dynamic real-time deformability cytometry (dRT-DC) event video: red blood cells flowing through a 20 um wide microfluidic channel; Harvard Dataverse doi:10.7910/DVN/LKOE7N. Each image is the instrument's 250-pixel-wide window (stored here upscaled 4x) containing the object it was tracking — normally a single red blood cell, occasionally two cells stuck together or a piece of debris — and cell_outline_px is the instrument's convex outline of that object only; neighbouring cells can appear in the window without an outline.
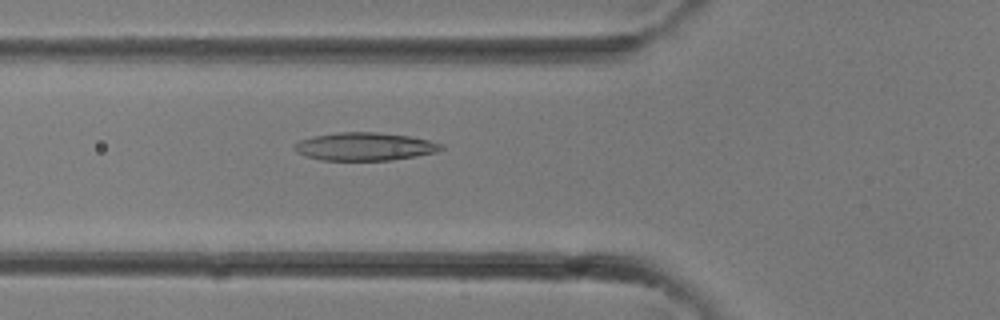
{"species": "common noctule bat (a hibernating species)", "species_latin": "Nyctalus noctula", "temperature_condition": "room temperature", "stored_images_in_passage": 25, "camera_frame_rate_fps": 3000, "um_per_image_px": 0.085, "animal": {"sex": "female"}, "frame": {"image": 1, "passage_image": 4, "time_ms": 1.0, "image_size_px": [1000, 320], "cell_outline_px": [[444, 148], [436, 152], [416, 156], [388, 160], [320, 160], [304, 156], [296, 152], [292, 148], [292, 144], [300, 140], [316, 136], [336, 132], [376, 132], [408, 136], [428, 140], [444, 144]], "centroid_in_image_um": [30.96, 12.46], "position_along_channel_um": 94.8, "area_um2": 23.99}}
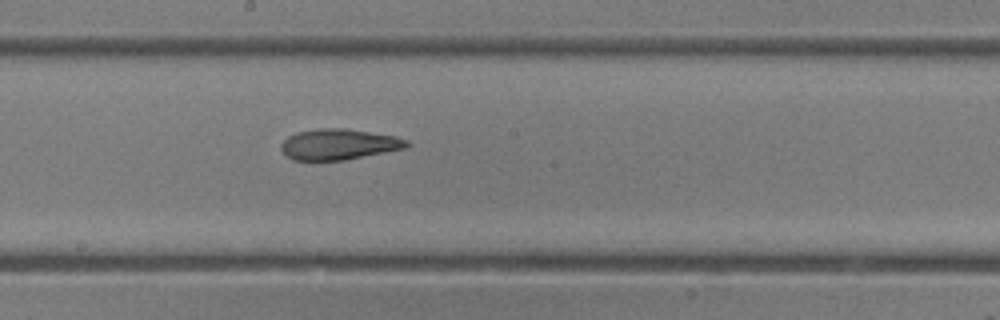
{"frame": {"image": 2, "passage_image": 10, "time_ms": 3.0, "image_size_px": [1000, 320], "cell_outline_px": [[412, 144], [408, 148], [344, 160], [292, 160], [280, 148], [280, 144], [288, 136], [296, 132], [316, 128], [344, 128], [396, 136], [408, 140]], "centroid_in_image_um": [28.83, 12.26], "position_along_channel_um": 219.4, "area_um2": 22.72}}
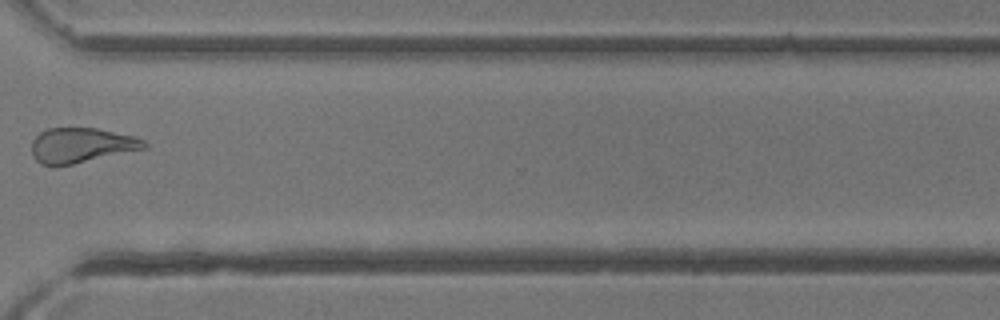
{"frame": {"image": 3, "passage_image": 17, "time_ms": 5.333, "image_size_px": [1000, 320], "cell_outline_px": [[148, 148], [72, 164], [40, 164], [32, 156], [32, 140], [40, 132], [48, 128], [96, 128], [136, 136], [144, 140], [148, 144]], "centroid_in_image_um": [6.94, 12.33], "position_along_channel_um": 363.7, "area_um2": 22.83}}